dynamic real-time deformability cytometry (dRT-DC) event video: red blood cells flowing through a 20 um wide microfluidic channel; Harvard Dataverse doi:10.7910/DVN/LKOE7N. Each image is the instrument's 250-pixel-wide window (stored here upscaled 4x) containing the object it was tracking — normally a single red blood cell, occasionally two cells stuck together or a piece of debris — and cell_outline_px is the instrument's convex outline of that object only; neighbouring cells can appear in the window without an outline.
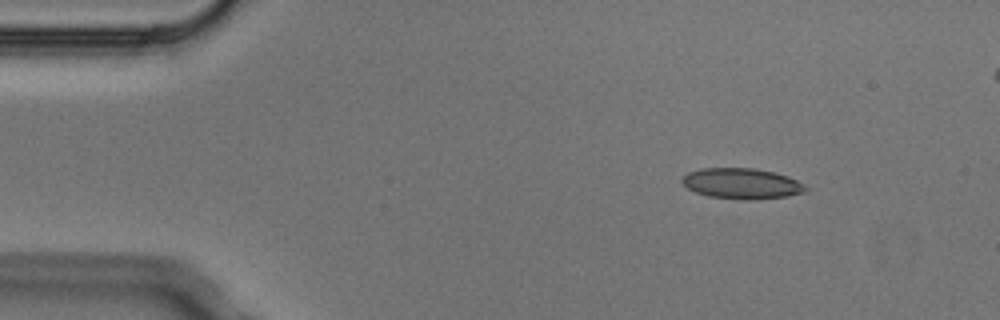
{"species": "Egyptian fruit bat (a non-hibernating species)", "species_latin": "Rousettus aegyptiacus", "temperature_condition": "cold", "stored_images_in_passage": 4, "camera_frame_rate_fps": 3000, "um_per_image_px": 0.085, "animal": {"sex": "male"}, "frame": {"image": 1, "passage_image": 2, "time_ms": 0.333, "image_size_px": [1000, 320], "cell_outline_px": [[808, 188], [804, 192], [788, 196], [752, 200], [744, 200], [708, 196], [696, 192], [688, 188], [680, 180], [688, 172], [700, 168], [756, 168], [788, 176], [804, 184]], "centroid_in_image_um": [63.05, 15.6], "position_along_channel_um": 22.0, "area_um2": 22.08}}